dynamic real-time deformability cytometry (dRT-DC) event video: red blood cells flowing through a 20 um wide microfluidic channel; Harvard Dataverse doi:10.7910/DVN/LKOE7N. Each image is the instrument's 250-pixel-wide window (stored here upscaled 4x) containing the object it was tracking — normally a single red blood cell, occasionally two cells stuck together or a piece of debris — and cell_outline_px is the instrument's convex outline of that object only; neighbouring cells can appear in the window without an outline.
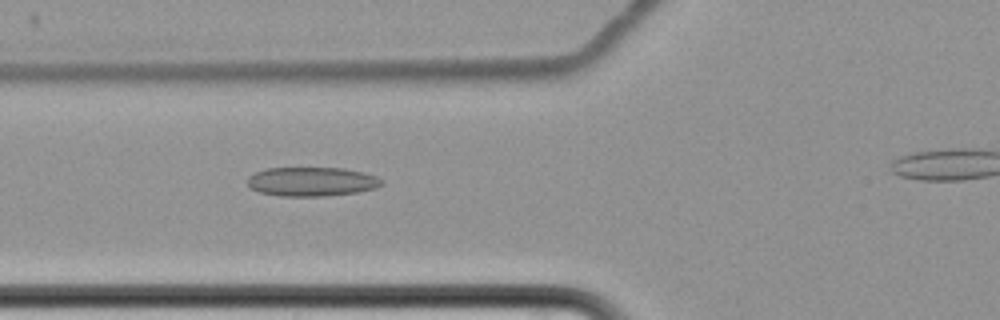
{"species": "common noctule bat (a hibernating species)", "species_latin": "Nyctalus noctula", "temperature_condition": "cold", "stored_images_in_passage": 5, "camera_frame_rate_fps": 3000, "um_per_image_px": 0.085, "animal": {"sex": "female", "body_mass_g": 22.7, "forearm_length_mm": 54.2}, "frame": {"image": 1, "passage_image": 4, "time_ms": 3.667, "image_size_px": [1000, 320], "cell_outline_px": [[384, 184], [376, 188], [356, 192], [324, 196], [280, 196], [260, 192], [252, 188], [248, 184], [248, 176], [264, 168], [344, 168], [364, 172], [376, 176], [384, 180]], "centroid_in_image_um": [26.53, 15.43], "position_along_channel_um": 99.3, "area_um2": 22.83}}